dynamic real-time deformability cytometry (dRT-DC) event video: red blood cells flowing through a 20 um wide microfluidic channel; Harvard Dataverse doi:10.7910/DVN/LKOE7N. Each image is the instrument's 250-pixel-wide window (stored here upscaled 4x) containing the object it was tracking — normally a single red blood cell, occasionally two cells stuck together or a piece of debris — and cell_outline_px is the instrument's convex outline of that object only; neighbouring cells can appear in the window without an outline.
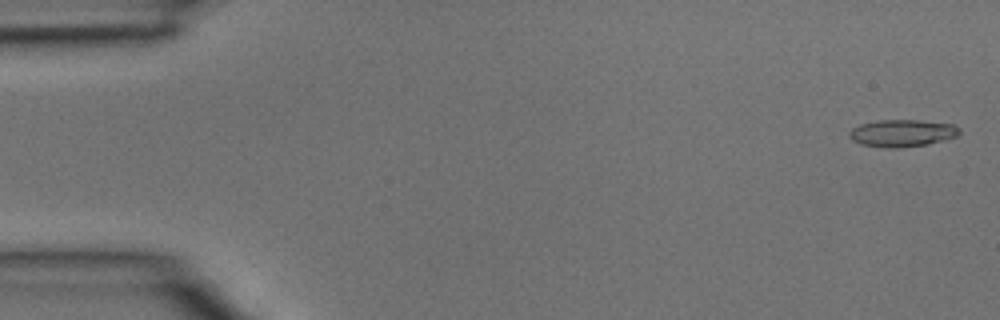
{"species": "common noctule bat (a hibernating species)", "species_latin": "Nyctalus noctula", "temperature_condition": "room temperature", "stored_images_in_passage": 5, "segment_of_instrument_passage": [1, 2], "camera_frame_rate_fps": 3000, "um_per_image_px": 0.085, "animal": {"sex": "male", "body_mass_g": 15.6}, "frame": {"image": 1, "passage_image": 1, "time_ms": 0.0, "image_size_px": [1000, 320], "cell_outline_px": [[960, 132], [956, 136], [944, 140], [928, 144], [900, 148], [888, 148], [860, 144], [852, 140], [848, 136], [848, 132], [852, 128], [860, 124], [880, 120], [920, 120], [952, 124], [960, 128]], "centroid_in_image_um": [76.66, 11.32], "position_along_channel_um": 8.3, "area_um2": 17.51}}
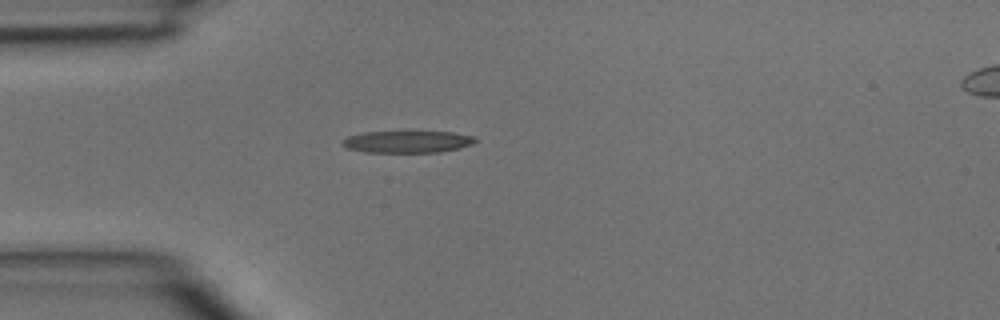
{"frame": {"image": 2, "passage_image": 4, "time_ms": 1.0, "image_size_px": [1000, 320], "cell_outline_px": [[476, 140], [472, 144], [460, 148], [440, 152], [368, 152], [348, 148], [344, 144], [344, 140], [348, 136], [364, 132], [404, 128], [452, 132], [476, 136]], "centroid_in_image_um": [34.69, 11.98], "position_along_channel_um": 50.3, "area_um2": 18.03}}